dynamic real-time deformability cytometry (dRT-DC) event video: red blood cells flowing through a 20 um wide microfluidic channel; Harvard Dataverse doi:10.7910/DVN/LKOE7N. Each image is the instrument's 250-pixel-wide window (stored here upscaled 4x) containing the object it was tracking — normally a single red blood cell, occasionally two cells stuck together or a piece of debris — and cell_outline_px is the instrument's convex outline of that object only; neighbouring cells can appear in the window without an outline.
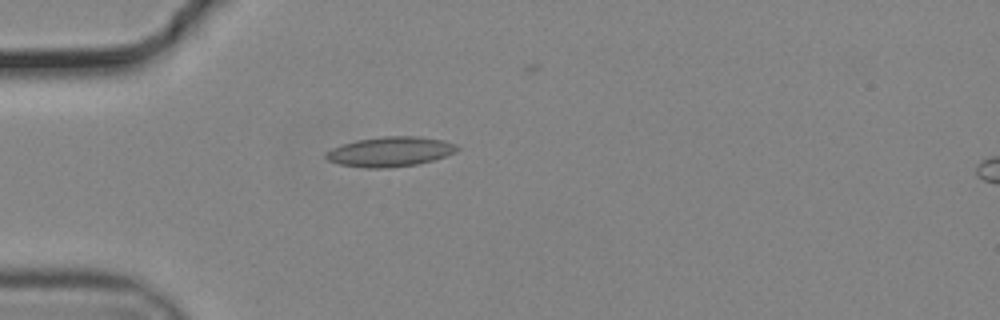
{"species": "common noctule bat (a hibernating species)", "species_latin": "Nyctalus noctula", "temperature_condition": "cold", "stored_images_in_passage": 33, "camera_frame_rate_fps": 3000, "um_per_image_px": 0.085, "animal": {"sex": "male", "body_mass_g": 19.2, "forearm_length_mm": 51.8}, "frame": {"image": 1, "passage_image": 1, "time_ms": 0.0, "image_size_px": [1000, 320], "cell_outline_px": [[460, 148], [456, 152], [432, 160], [416, 164], [388, 168], [364, 168], [340, 164], [328, 160], [324, 156], [324, 152], [332, 148], [356, 140], [380, 136], [420, 136], [444, 140], [456, 144]], "centroid_in_image_um": [33.16, 12.88], "position_along_channel_um": 51.8, "area_um2": 22.89}}
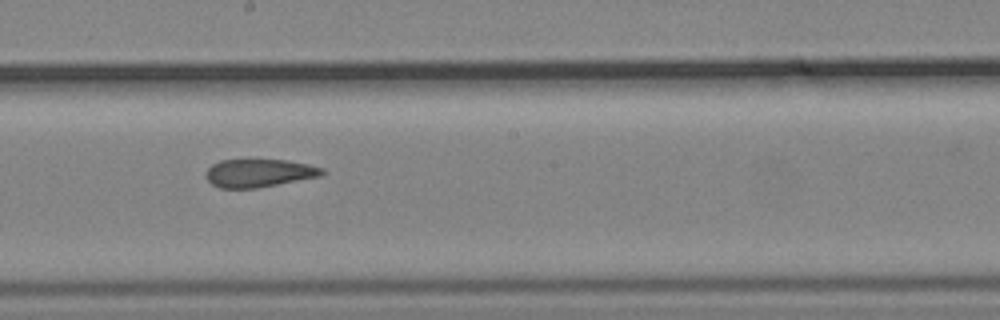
{"frame": {"image": 2, "passage_image": 16, "time_ms": 5.0, "image_size_px": [1000, 320], "cell_outline_px": [[328, 172], [320, 176], [256, 188], [220, 188], [212, 184], [204, 176], [204, 172], [212, 164], [220, 160], [288, 160], [308, 164], [324, 168]], "centroid_in_image_um": [22.01, 14.7], "position_along_channel_um": 226.2, "area_um2": 19.07}}
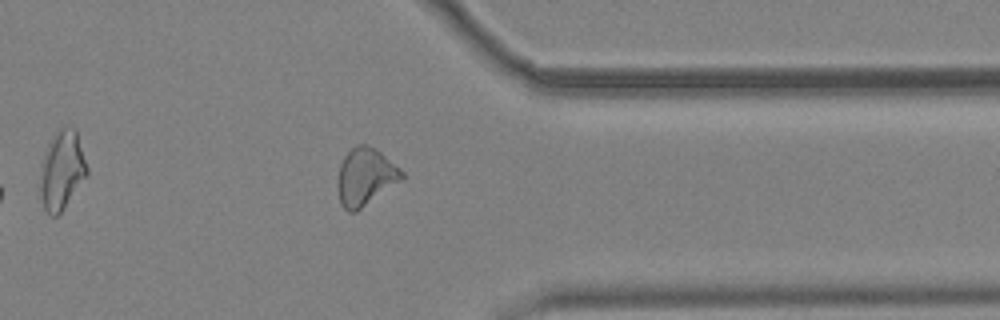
{"frame": {"image": 3, "passage_image": 29, "time_ms": 9.333, "image_size_px": [1000, 320], "cell_outline_px": [[404, 180], [356, 212], [348, 212], [340, 204], [336, 188], [336, 180], [340, 164], [344, 156], [356, 144], [364, 144], [376, 148], [400, 168], [404, 172]], "centroid_in_image_um": [31.05, 15.05], "position_along_channel_um": 380.3, "area_um2": 22.02}}